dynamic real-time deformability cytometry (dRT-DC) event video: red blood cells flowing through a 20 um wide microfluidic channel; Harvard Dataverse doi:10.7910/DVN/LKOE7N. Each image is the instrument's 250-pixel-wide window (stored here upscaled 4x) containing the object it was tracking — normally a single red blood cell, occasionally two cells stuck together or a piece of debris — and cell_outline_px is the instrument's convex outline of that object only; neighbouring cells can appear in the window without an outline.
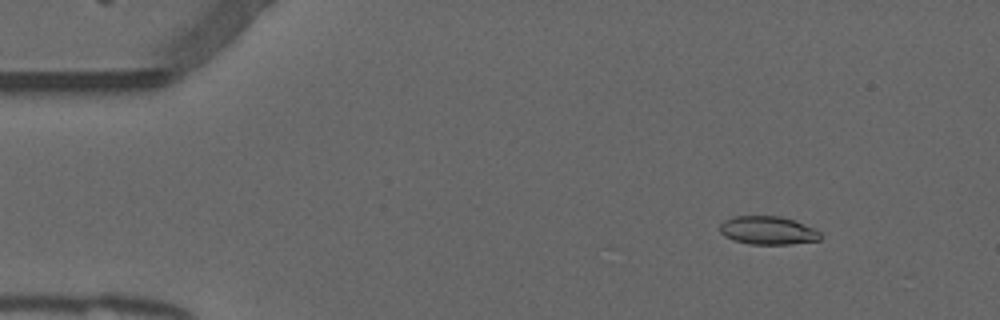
{"species": "common noctule bat (a hibernating species)", "species_latin": "Nyctalus noctula", "temperature_condition": "warm", "stored_images_in_passage": 16, "camera_frame_rate_fps": 3000, "um_per_image_px": 0.085, "animal": {"sex": "male", "forearm_length_mm": 52.5}, "frame": {"image": 1, "passage_image": 7, "time_ms": 2.0, "image_size_px": [1000, 320], "cell_outline_px": [[824, 236], [820, 240], [788, 244], [748, 244], [732, 240], [724, 236], [720, 232], [720, 224], [724, 220], [732, 216], [780, 216], [792, 220], [812, 228], [820, 232]], "centroid_in_image_um": [65.23, 19.59], "position_along_channel_um": 19.8, "area_um2": 16.59}}